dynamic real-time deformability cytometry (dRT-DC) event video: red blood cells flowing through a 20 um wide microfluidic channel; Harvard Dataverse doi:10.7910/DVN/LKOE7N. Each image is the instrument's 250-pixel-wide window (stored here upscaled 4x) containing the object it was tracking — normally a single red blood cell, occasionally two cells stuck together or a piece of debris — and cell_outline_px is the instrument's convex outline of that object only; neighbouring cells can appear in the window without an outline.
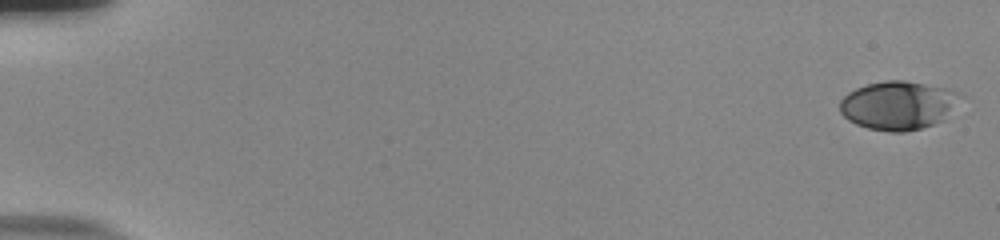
{"species": "human", "species_latin": "Homo sapiens", "temperature_condition": "room temperature", "stored_images_in_passage": 56, "camera_frame_rate_fps": 3000, "um_per_image_px": 0.085, "donor": {"sex": "male"}, "frame": {"image": 1, "passage_image": 1, "time_ms": 0.0, "image_size_px": [1000, 240], "cell_outline_px": [[956, 96], [944, 120], [920, 128], [904, 132], [888, 132], [868, 128], [856, 124], [848, 120], [840, 112], [840, 100], [848, 92], [856, 88], [868, 84], [884, 80], [904, 80], [952, 88], [956, 92]], "centroid_in_image_um": [76.26, 8.94], "position_along_channel_um": 8.7, "area_um2": 33.64}}
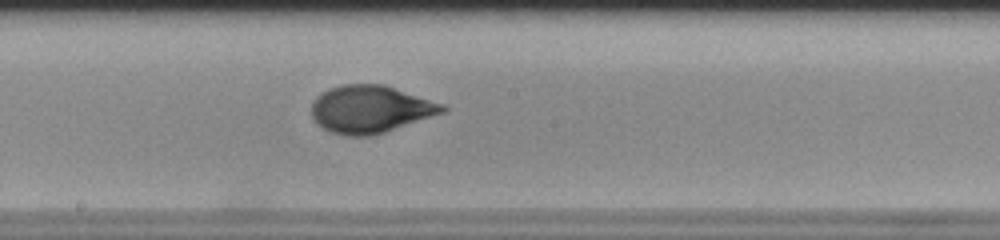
{"frame": {"image": 2, "passage_image": 32, "time_ms": 10.333, "image_size_px": [1000, 240], "cell_outline_px": [[448, 108], [444, 112], [372, 136], [348, 136], [332, 132], [316, 124], [312, 120], [312, 100], [316, 96], [328, 88], [340, 84], [384, 84], [444, 104]], "centroid_in_image_um": [31.44, 9.27], "position_along_channel_um": 216.8, "area_um2": 36.3}}
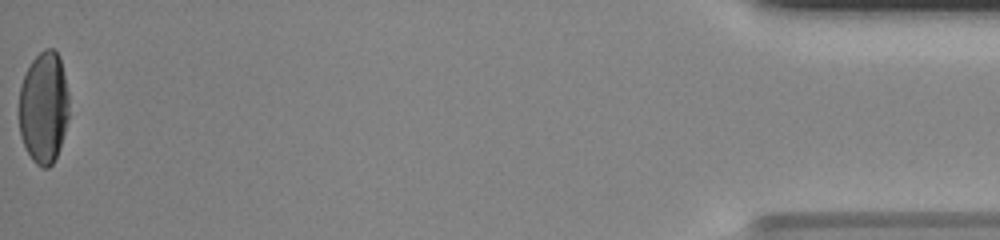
{"frame": {"image": 3, "passage_image": 56, "time_ms": 18.333, "image_size_px": [1000, 240], "cell_outline_px": [[68, 116], [60, 148], [52, 164], [48, 168], [44, 168], [36, 164], [32, 160], [20, 136], [20, 84], [32, 60], [44, 48], [52, 48], [60, 56], [68, 92]], "centroid_in_image_um": [3.72, 9.13], "position_along_channel_um": 431.5, "area_um2": 32.43}, "authors_computed_cell_mechanics": {"area_um2": 34.7667, "velocity_mm_per_s": 3.7612, "shape_relaxation_time_tau1_ms": 6.0983, "shape_relaxation_time_tau2_ms": null, "deformation_change_tau1": 0.228, "deformation_change_tau2": null}}